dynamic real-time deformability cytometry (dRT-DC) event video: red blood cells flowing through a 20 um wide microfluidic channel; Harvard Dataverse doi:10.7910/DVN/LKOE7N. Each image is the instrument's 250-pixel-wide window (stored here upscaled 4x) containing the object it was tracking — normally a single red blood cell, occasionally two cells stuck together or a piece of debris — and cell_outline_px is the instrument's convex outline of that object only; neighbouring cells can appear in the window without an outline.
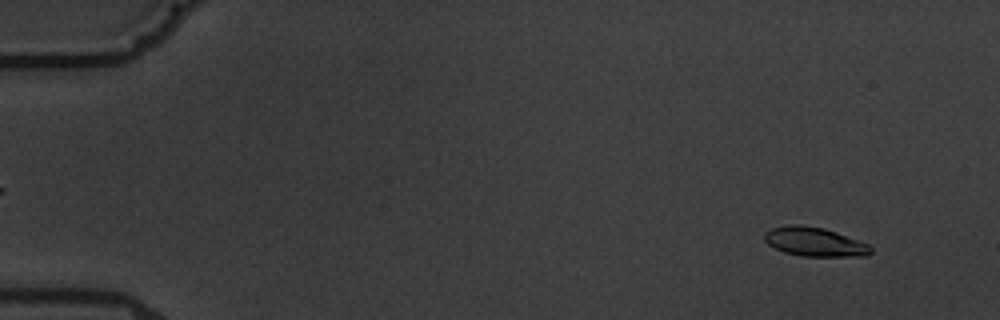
{"species": "common noctule bat (a hibernating species)", "species_latin": "Nyctalus noctula", "temperature_condition": "warm", "stored_images_in_passage": 5, "camera_frame_rate_fps": 3000, "um_per_image_px": 0.085, "animal": {"sex": "male", "body_mass_g": 19.5, "forearm_length_mm": 54.6}, "frame": {"image": 1, "passage_image": 1, "time_ms": 0.0, "image_size_px": [1000, 320], "cell_outline_px": [[872, 252], [868, 256], [800, 256], [784, 252], [768, 244], [764, 240], [764, 232], [772, 228], [788, 224], [800, 224], [824, 228], [836, 232], [868, 244], [872, 248]], "centroid_in_image_um": [69.22, 20.55], "position_along_channel_um": 15.8, "area_um2": 18.03}}
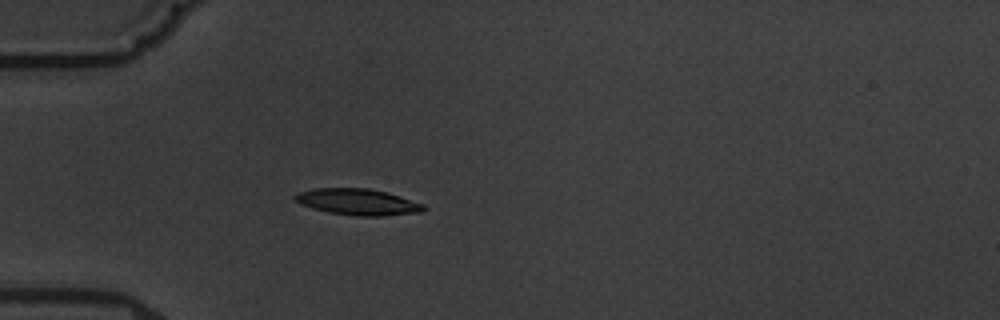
{"frame": {"image": 2, "passage_image": 5, "time_ms": 4.333, "image_size_px": [1000, 320], "cell_outline_px": [[428, 208], [424, 212], [384, 216], [356, 216], [328, 212], [312, 208], [300, 204], [292, 196], [296, 192], [316, 188], [368, 188], [388, 192], [424, 204]], "centroid_in_image_um": [30.44, 17.16], "position_along_channel_um": 54.6, "area_um2": 20.0}}